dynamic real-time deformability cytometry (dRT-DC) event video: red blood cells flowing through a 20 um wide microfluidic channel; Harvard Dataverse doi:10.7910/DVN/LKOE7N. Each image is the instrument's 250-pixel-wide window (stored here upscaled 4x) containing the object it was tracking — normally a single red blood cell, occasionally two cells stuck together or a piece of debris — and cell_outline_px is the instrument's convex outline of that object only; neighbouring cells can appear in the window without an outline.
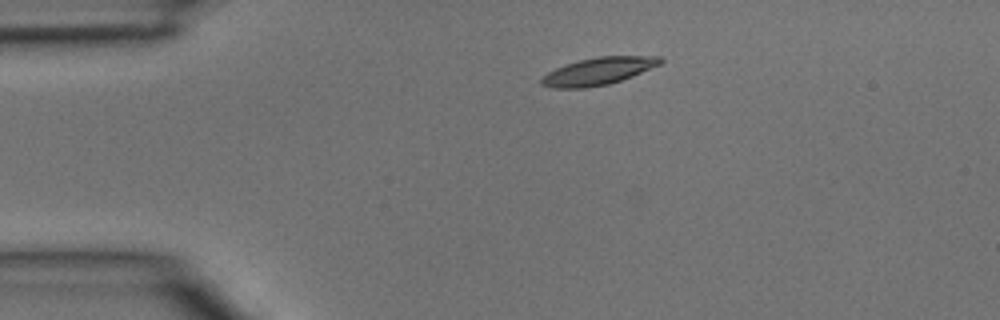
{"species": "common noctule bat (a hibernating species)", "species_latin": "Nyctalus noctula", "temperature_condition": "room temperature", "stored_images_in_passage": 3, "camera_frame_rate_fps": 3000, "um_per_image_px": 0.085, "animal": {"sex": "male", "body_mass_g": 15.6}, "frame": {"image": 1, "passage_image": 3, "time_ms": 0.667, "image_size_px": [1000, 320], "cell_outline_px": [[664, 60], [660, 64], [632, 76], [608, 84], [584, 88], [552, 88], [540, 84], [540, 80], [548, 72], [556, 68], [580, 60], [596, 56], [660, 56]], "centroid_in_image_um": [50.85, 6.05], "position_along_channel_um": 34.1, "area_um2": 18.73}}